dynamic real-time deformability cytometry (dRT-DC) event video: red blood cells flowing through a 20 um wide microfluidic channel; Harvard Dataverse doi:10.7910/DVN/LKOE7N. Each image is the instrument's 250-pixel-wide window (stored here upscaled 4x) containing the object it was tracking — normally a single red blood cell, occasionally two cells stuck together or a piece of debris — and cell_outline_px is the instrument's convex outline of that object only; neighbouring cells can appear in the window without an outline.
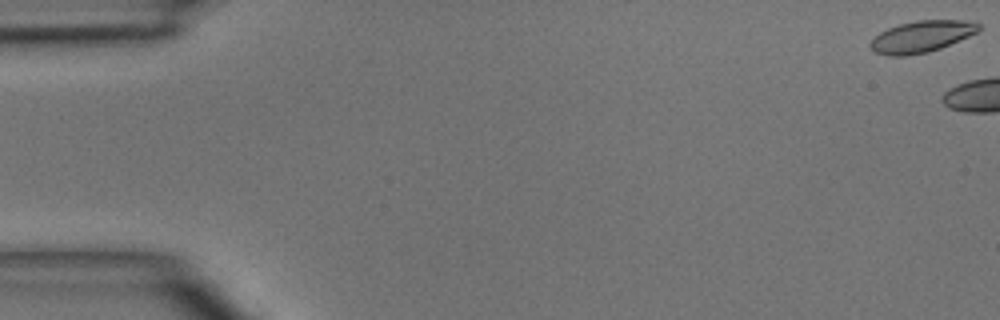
{"species": "common noctule bat (a hibernating species)", "species_latin": "Nyctalus noctula", "temperature_condition": "room temperature", "stored_images_in_passage": 3, "camera_frame_rate_fps": 3000, "um_per_image_px": 0.085, "animal": {"sex": "male", "body_mass_g": 15.6}, "frame": {"image": 1, "passage_image": 1, "time_ms": 0.0, "image_size_px": [1000, 320], "cell_outline_px": [[980, 28], [976, 32], [968, 36], [940, 48], [928, 52], [904, 56], [888, 56], [876, 52], [868, 44], [880, 32], [888, 28], [900, 24], [916, 20], [960, 20], [980, 24]], "centroid_in_image_um": [78.3, 3.11], "position_along_channel_um": 6.7, "area_um2": 19.59}}